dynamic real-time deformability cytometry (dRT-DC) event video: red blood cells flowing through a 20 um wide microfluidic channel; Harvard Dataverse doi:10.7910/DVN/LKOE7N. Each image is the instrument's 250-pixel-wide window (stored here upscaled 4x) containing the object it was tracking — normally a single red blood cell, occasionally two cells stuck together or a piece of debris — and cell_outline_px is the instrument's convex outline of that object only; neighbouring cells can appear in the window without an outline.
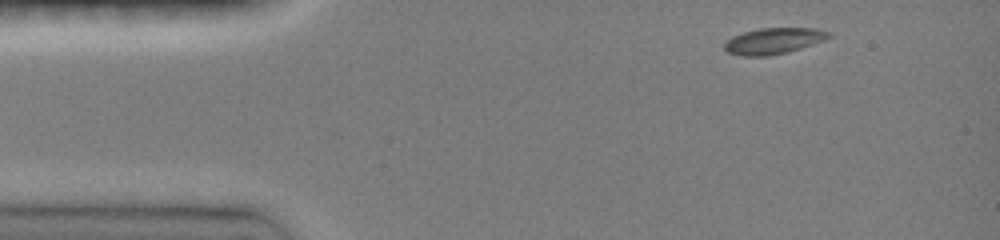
{"species": "common noctule bat (a hibernating species)", "species_latin": "Nyctalus noctula", "temperature_condition": "room temperature", "stored_images_in_passage": 5, "camera_frame_rate_fps": 3000, "um_per_image_px": 0.085, "animal": {"sex": "female", "body_mass_g": 19.0, "forearm_length_mm": 51.5}, "frame": {"image": 1, "passage_image": 1, "time_ms": 0.0, "image_size_px": [1000, 240], "cell_outline_px": [[832, 36], [824, 40], [788, 52], [768, 56], [744, 56], [728, 52], [724, 48], [724, 44], [732, 36], [744, 32], [760, 28], [816, 28], [828, 32]], "centroid_in_image_um": [65.75, 3.48], "position_along_channel_um": 19.2, "area_um2": 15.72}}
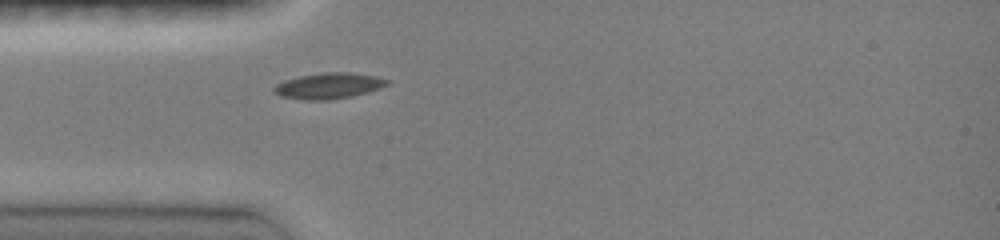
{"frame": {"image": 2, "passage_image": 5, "time_ms": 2.667, "image_size_px": [1000, 240], "cell_outline_px": [[388, 84], [380, 88], [368, 92], [352, 96], [328, 100], [304, 100], [280, 96], [272, 92], [272, 88], [276, 84], [284, 80], [300, 76], [324, 72], [348, 72], [376, 76], [388, 80]], "centroid_in_image_um": [27.9, 7.3], "position_along_channel_um": 57.1, "area_um2": 17.11}}